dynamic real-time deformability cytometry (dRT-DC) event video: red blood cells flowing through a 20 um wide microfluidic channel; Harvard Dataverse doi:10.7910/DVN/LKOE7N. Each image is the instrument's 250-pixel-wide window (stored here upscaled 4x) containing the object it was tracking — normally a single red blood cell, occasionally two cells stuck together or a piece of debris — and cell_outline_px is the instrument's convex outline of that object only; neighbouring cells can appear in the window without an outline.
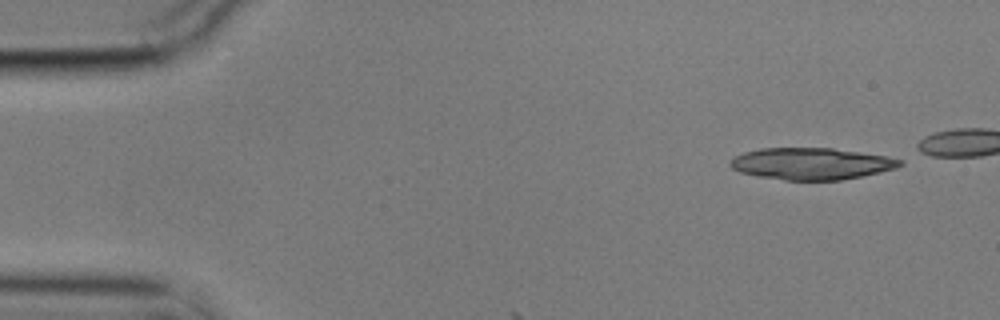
{"species": "common noctule bat (a hibernating species)", "species_latin": "Nyctalus noctula", "temperature_condition": "cold", "stored_images_in_passage": 7, "segment_of_instrument_passage": [2, 2], "camera_frame_rate_fps": 3000, "um_per_image_px": 0.085, "animal": {"sex": "male", "body_mass_g": 17.9}, "frame": {"image": 1, "passage_image": 4, "time_ms": 1.0, "image_size_px": [1000, 320], "cell_outline_px": [[884, 168], [852, 176], [828, 180], [800, 180], [752, 172], [756, 152], [780, 148], [796, 148], [836, 152], [872, 156]], "centroid_in_image_um": [69.05, 13.95], "position_along_channel_um": 15.9, "area_um2": 22.83}}